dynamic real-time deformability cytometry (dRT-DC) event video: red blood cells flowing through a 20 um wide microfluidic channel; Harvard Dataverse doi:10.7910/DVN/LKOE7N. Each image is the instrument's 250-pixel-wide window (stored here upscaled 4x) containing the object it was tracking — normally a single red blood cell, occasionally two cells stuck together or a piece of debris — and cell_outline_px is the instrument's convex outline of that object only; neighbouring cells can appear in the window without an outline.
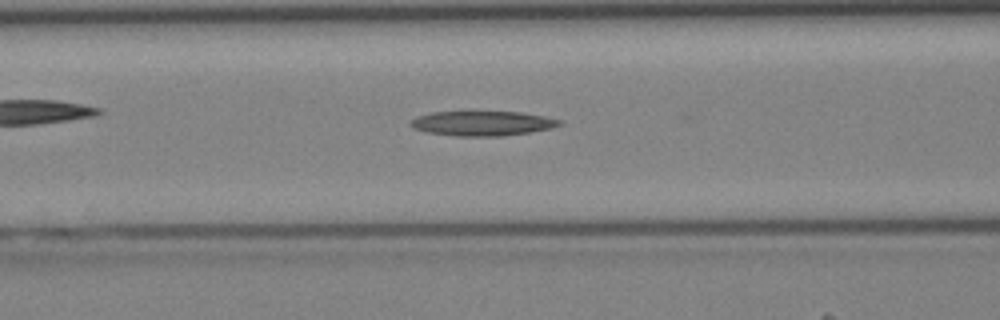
{"species": "Egyptian fruit bat (a non-hibernating species)", "species_latin": "Rousettus aegyptiacus", "temperature_condition": "cold", "stored_images_in_passage": 29, "segment_of_instrument_passage": [1, 2], "camera_frame_rate_fps": 3000, "um_per_image_px": 0.085, "animal": {"sex": "female"}, "frame": {"image": 1, "passage_image": 4, "time_ms": 1.0, "image_size_px": [1000, 320], "cell_outline_px": [[564, 124], [552, 128], [528, 132], [500, 136], [456, 136], [428, 132], [412, 128], [408, 124], [416, 116], [432, 112], [520, 112], [544, 116], [564, 120]], "centroid_in_image_um": [41.02, 10.48], "position_along_channel_um": 125.6, "area_um2": 21.44}}
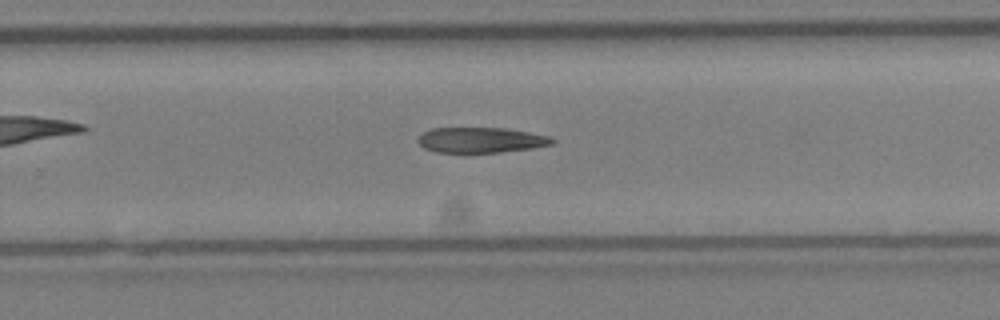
{"frame": {"image": 2, "passage_image": 14, "time_ms": 4.333, "image_size_px": [1000, 320], "cell_outline_px": [[556, 140], [552, 144], [532, 148], [500, 152], [436, 152], [424, 148], [416, 140], [424, 132], [432, 128], [504, 128], [528, 132], [548, 136]], "centroid_in_image_um": [40.86, 11.9], "position_along_channel_um": 288.9, "area_um2": 19.65}}
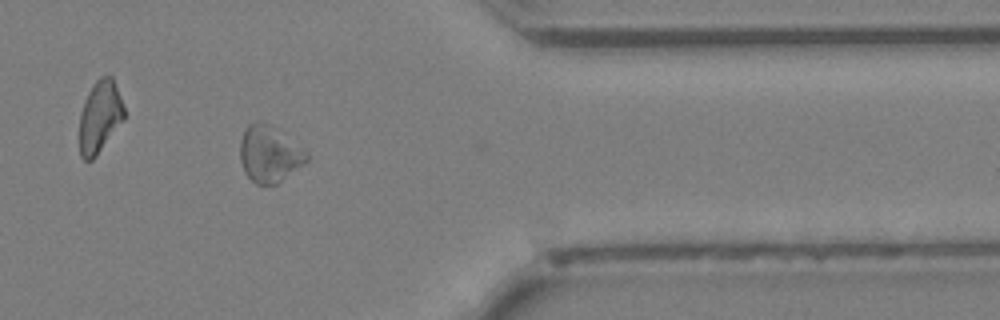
{"frame": {"image": 3, "passage_image": 21, "time_ms": 6.667, "image_size_px": [1000, 320], "cell_outline_px": [[308, 160], [304, 164], [276, 184], [256, 184], [244, 172], [240, 160], [240, 140], [244, 128], [248, 124], [256, 120], [264, 120], [272, 124], [284, 132], [308, 156]], "centroid_in_image_um": [22.85, 13.03], "position_along_channel_um": 388.5, "area_um2": 22.08}}